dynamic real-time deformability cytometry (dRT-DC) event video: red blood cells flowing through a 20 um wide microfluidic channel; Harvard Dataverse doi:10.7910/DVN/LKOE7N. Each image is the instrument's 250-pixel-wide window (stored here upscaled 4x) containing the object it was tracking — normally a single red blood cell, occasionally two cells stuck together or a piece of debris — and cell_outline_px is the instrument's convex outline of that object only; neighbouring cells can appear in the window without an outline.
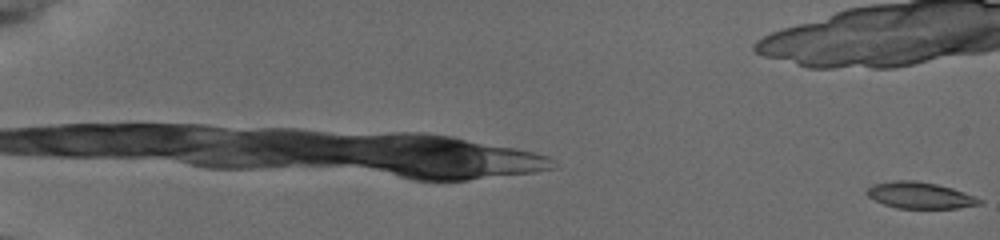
{"species": "common noctule bat (a hibernating species)", "species_latin": "Nyctalus noctula", "temperature_condition": "cold", "stored_images_in_passage": 2, "camera_frame_rate_fps": 3000, "um_per_image_px": 0.085, "animal": {"sex": "female", "body_mass_g": 19.5, "forearm_length_mm": 54.1}, "frame": {"image": 1, "passage_image": 2, "time_ms": 0.333, "image_size_px": [1000, 240], "cell_outline_px": [[984, 204], [956, 208], [896, 208], [884, 204], [868, 196], [864, 192], [872, 184], [892, 180], [912, 180], [936, 184], [952, 188], [964, 192], [984, 200]], "centroid_in_image_um": [78.2, 16.6], "position_along_channel_um": 6.8, "area_um2": 17.4}}